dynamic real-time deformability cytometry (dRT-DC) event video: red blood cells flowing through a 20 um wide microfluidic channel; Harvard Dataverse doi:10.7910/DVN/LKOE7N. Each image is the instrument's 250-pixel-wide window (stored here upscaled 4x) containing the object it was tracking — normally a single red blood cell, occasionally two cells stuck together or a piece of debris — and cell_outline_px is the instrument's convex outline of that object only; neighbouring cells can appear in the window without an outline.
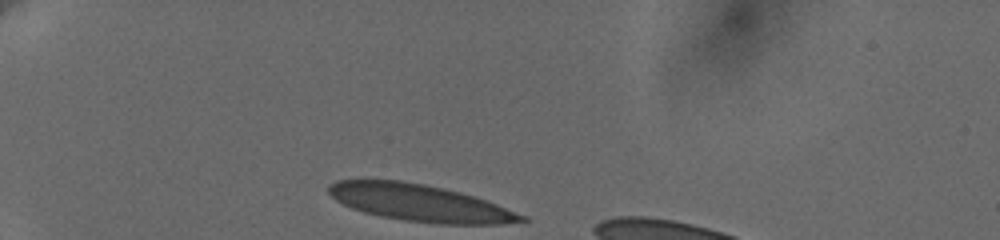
{"species": "human", "species_latin": "Homo sapiens", "temperature_condition": "cold", "stored_images_in_passage": 34, "camera_frame_rate_fps": 3000, "um_per_image_px": 0.085, "donor": {"sex": "female"}, "frame": {"image": 1, "passage_image": 1, "time_ms": 0.0, "image_size_px": [1000, 240], "cell_outline_px": [[528, 220], [500, 224], [440, 224], [404, 220], [380, 216], [364, 212], [352, 208], [336, 200], [328, 192], [328, 184], [336, 180], [400, 180], [424, 184], [444, 188], [460, 192], [496, 204], [528, 216]], "centroid_in_image_um": [35.67, 17.24], "position_along_channel_um": 49.3, "area_um2": 41.21}}
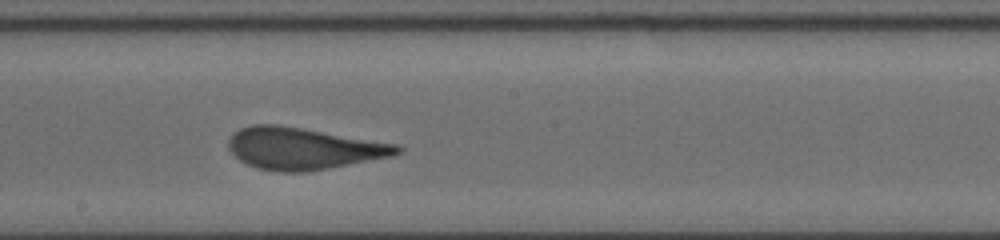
{"frame": {"image": 2, "passage_image": 19, "time_ms": 6.0, "image_size_px": [1000, 240], "cell_outline_px": [[404, 148], [400, 152], [392, 156], [328, 168], [304, 172], [276, 172], [256, 168], [240, 160], [228, 148], [228, 140], [240, 128], [252, 124], [276, 124], [396, 144]], "centroid_in_image_um": [25.74, 12.63], "position_along_channel_um": 222.5, "area_um2": 40.63}}
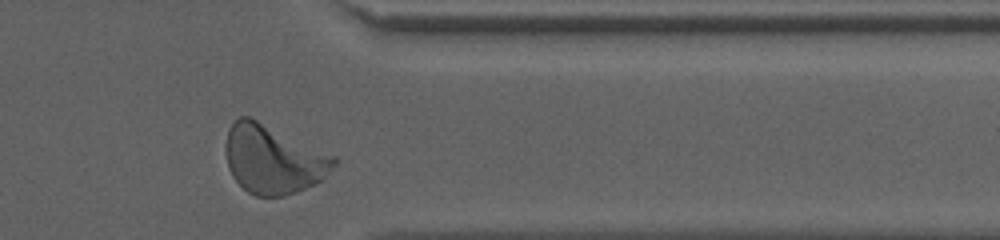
{"frame": {"image": 3, "passage_image": 33, "time_ms": 10.667, "image_size_px": [1000, 240], "cell_outline_px": [[336, 164], [324, 180], [316, 184], [284, 196], [256, 196], [248, 192], [232, 176], [228, 168], [228, 128], [240, 116], [248, 116], [336, 156]], "centroid_in_image_um": [23.27, 13.57], "position_along_channel_um": 388.1, "area_um2": 42.71}, "authors_computed_cell_mechanics": {"area_um2": 40.9513, "velocity_mm_per_s": 3.6114, "shape_relaxation_time_tau1_ms": 9.4983, "shape_relaxation_time_tau2_ms": null, "deformation_change_tau1": 0.2957, "deformation_change_tau2": null}}